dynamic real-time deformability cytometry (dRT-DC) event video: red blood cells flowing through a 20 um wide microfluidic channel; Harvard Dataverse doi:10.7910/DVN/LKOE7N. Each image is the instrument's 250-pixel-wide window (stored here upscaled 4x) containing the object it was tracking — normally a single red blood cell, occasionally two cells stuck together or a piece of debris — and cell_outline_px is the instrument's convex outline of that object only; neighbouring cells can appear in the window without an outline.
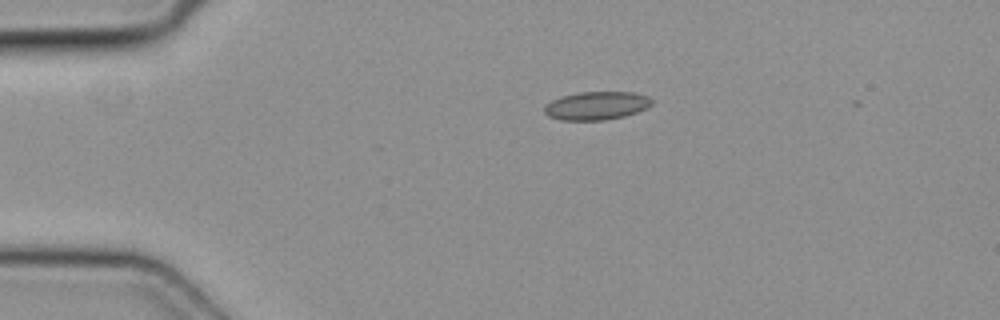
{"species": "common noctule bat (a hibernating species)", "species_latin": "Nyctalus noctula", "temperature_condition": "cold", "stored_images_in_passage": 3, "camera_frame_rate_fps": 3000, "um_per_image_px": 0.085, "animal": {"sex": "female", "body_mass_g": 19.3, "forearm_length_mm": 54.1}, "frame": {"image": 1, "passage_image": 1, "time_ms": 0.0, "image_size_px": [1000, 320], "cell_outline_px": [[652, 104], [648, 108], [624, 116], [604, 120], [560, 120], [548, 116], [544, 112], [544, 108], [552, 100], [560, 96], [580, 92], [632, 92], [648, 96], [652, 100]], "centroid_in_image_um": [50.71, 8.98], "position_along_channel_um": 34.3, "area_um2": 17.69}}